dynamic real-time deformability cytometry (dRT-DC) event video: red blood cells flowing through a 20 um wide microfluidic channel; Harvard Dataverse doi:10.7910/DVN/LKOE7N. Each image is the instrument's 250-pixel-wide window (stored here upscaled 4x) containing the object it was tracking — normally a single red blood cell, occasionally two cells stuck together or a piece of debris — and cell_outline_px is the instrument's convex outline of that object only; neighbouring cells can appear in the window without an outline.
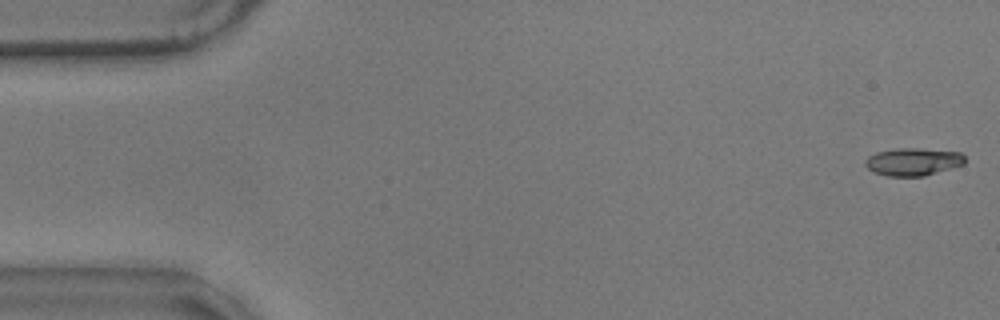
{"species": "common noctule bat (a hibernating species)", "species_latin": "Nyctalus noctula", "temperature_condition": "warm", "stored_images_in_passage": 57, "camera_frame_rate_fps": 3000, "um_per_image_px": 0.085, "animal": {"sex": "male", "body_mass_g": 17.9}, "frame": {"image": 1, "passage_image": 1, "time_ms": 0.0, "image_size_px": [1000, 320], "cell_outline_px": [[964, 164], [924, 176], [888, 176], [872, 172], [864, 164], [864, 160], [868, 156], [876, 152], [896, 148], [916, 148], [960, 152], [964, 156]], "centroid_in_image_um": [77.56, 13.74], "position_along_channel_um": 7.4, "area_um2": 16.07}}
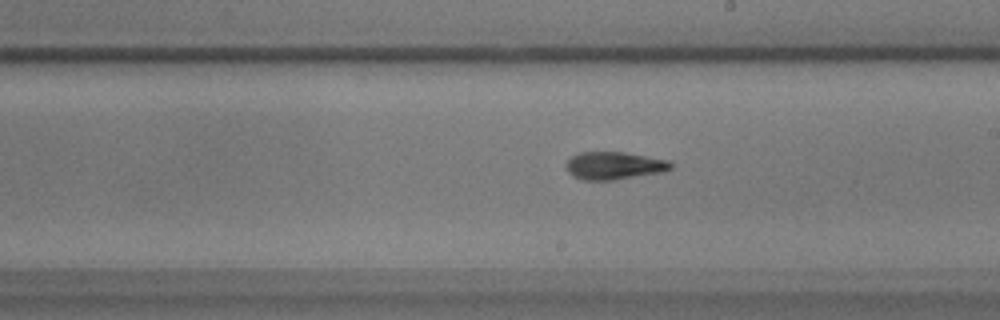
{"frame": {"image": 2, "passage_image": 32, "time_ms": 10.333, "image_size_px": [1000, 320], "cell_outline_px": [[672, 168], [660, 172], [612, 180], [584, 180], [572, 176], [568, 172], [564, 164], [572, 156], [580, 152], [624, 152], [668, 160], [672, 164]], "centroid_in_image_um": [52.15, 14.07], "position_along_channel_um": 236.9, "area_um2": 16.76}}
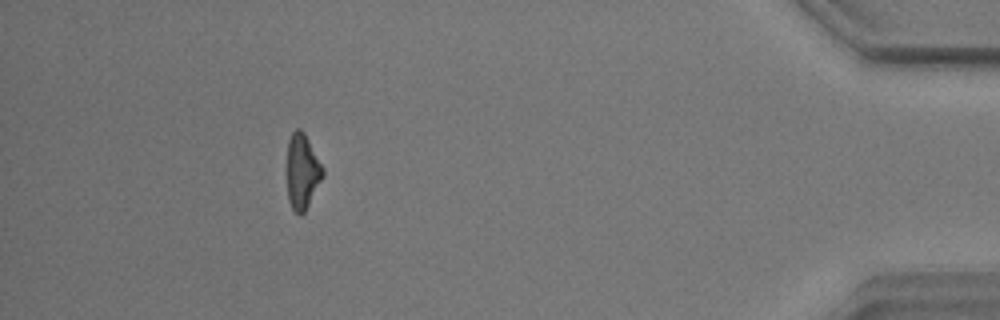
{"frame": {"image": 3, "passage_image": 52, "time_ms": 17.0, "image_size_px": [1000, 320], "cell_outline_px": [[324, 176], [304, 212], [300, 216], [292, 208], [288, 200], [288, 140], [292, 132], [296, 128], [300, 128], [304, 132], [324, 168]], "centroid_in_image_um": [25.71, 14.56], "position_along_channel_um": 409.5, "area_um2": 15.55}, "authors_computed_cell_mechanics": {"area_um2": 16.4152, "velocity_mm_per_s": 3.4864, "shape_relaxation_time_tau1_ms": 5.6947, "shape_relaxation_time_tau2_ms": 3.7324, "deformation_change_tau1": 0.2218, "deformation_change_tau2": 0.1347}}